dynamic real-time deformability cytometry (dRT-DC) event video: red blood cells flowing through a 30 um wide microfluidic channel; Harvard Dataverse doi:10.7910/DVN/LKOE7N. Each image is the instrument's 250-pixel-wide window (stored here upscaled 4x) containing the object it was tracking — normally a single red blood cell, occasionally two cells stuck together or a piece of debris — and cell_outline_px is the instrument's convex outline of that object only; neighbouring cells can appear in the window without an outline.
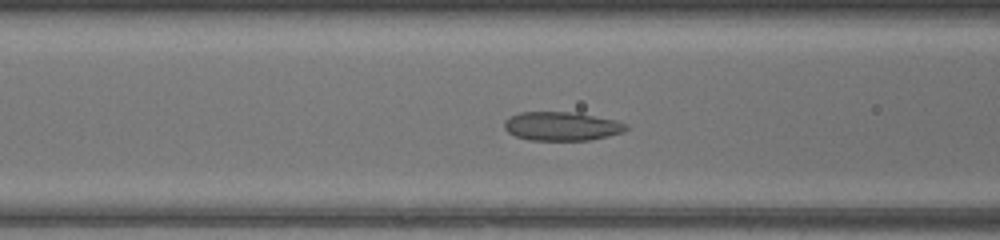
{"species": "common noctule bat (a hibernating species)", "species_latin": "Nyctalus noctula", "temperature_condition": "warm", "stored_images_in_passage": 50, "camera_frame_rate_fps": 3000, "um_per_image_px": 0.085, "animal": {"sex": "female", "body_mass_g": 17.0, "forearm_length_mm": 48.0}, "frame": {"image": 1, "passage_image": 19, "time_ms": 6.0, "image_size_px": [1000, 240], "cell_outline_px": [[628, 128], [624, 132], [588, 140], [528, 140], [516, 136], [508, 132], [504, 128], [504, 120], [508, 116], [520, 112], [576, 112], [616, 120], [628, 124]], "centroid_in_image_um": [47.73, 10.72], "position_along_channel_um": 118.9, "area_um2": 20.58}}
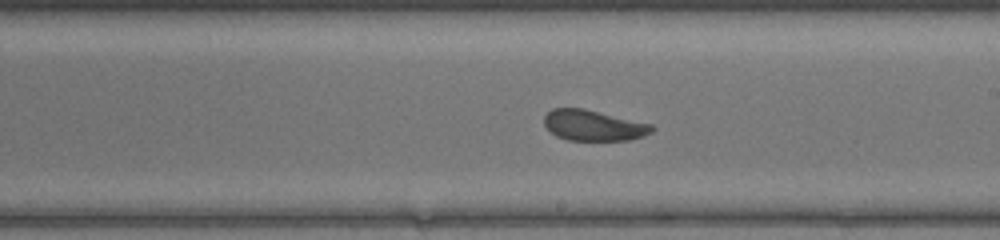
{"frame": {"image": 2, "passage_image": 28, "time_ms": 9.0, "image_size_px": [1000, 240], "cell_outline_px": [[656, 128], [652, 132], [644, 136], [628, 140], [568, 140], [556, 136], [544, 124], [544, 116], [552, 108], [584, 108], [652, 124]], "centroid_in_image_um": [50.47, 10.65], "position_along_channel_um": 238.5, "area_um2": 19.31}}
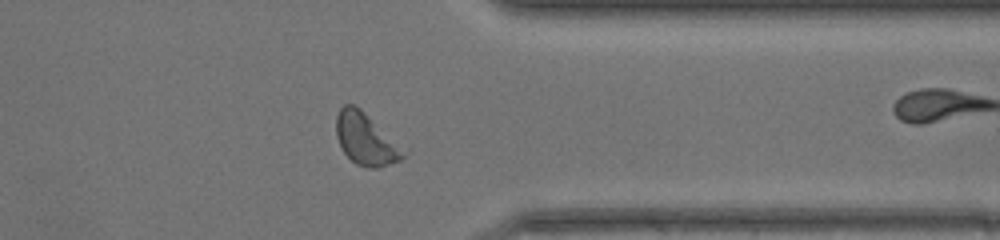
{"frame": {"image": 3, "passage_image": 39, "time_ms": 12.667, "image_size_px": [1000, 240], "cell_outline_px": [[408, 152], [400, 160], [376, 168], [364, 168], [356, 164], [344, 152], [336, 136], [336, 116], [340, 108], [344, 104], [352, 104], [360, 108]], "centroid_in_image_um": [31.08, 11.83], "position_along_channel_um": 380.3, "area_um2": 20.11}}